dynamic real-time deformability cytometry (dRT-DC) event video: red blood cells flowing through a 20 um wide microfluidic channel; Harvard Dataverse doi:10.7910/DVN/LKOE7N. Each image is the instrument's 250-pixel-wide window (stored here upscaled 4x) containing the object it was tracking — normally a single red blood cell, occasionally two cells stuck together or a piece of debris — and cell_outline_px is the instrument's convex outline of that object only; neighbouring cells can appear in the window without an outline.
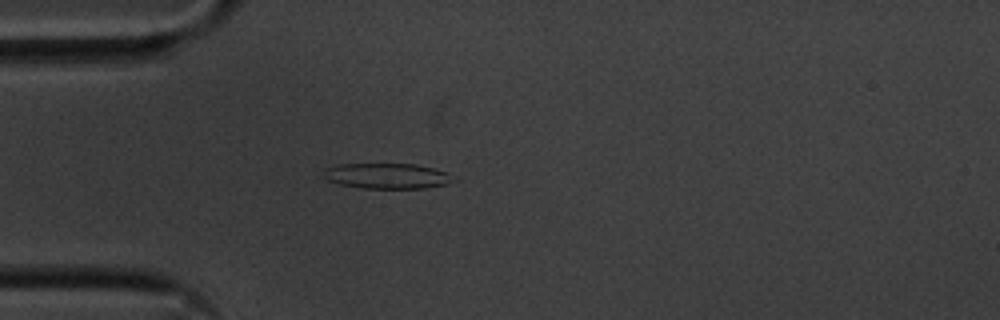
{"species": "common noctule bat (a hibernating species)", "species_latin": "Nyctalus noctula", "temperature_condition": "cold", "stored_images_in_passage": 55, "camera_frame_rate_fps": 3000, "um_per_image_px": 0.085, "animal": {"sex": "male", "body_mass_g": 20.1, "forearm_length_mm": 53.5}, "frame": {"image": 1, "passage_image": 15, "time_ms": 4.667, "image_size_px": [1000, 320], "cell_outline_px": [[460, 180], [444, 184], [424, 188], [364, 188], [340, 184], [328, 180], [324, 176], [324, 168], [336, 164], [416, 164], [448, 172], [456, 176]], "centroid_in_image_um": [32.96, 14.95], "position_along_channel_um": 52.0, "area_um2": 19.36}}
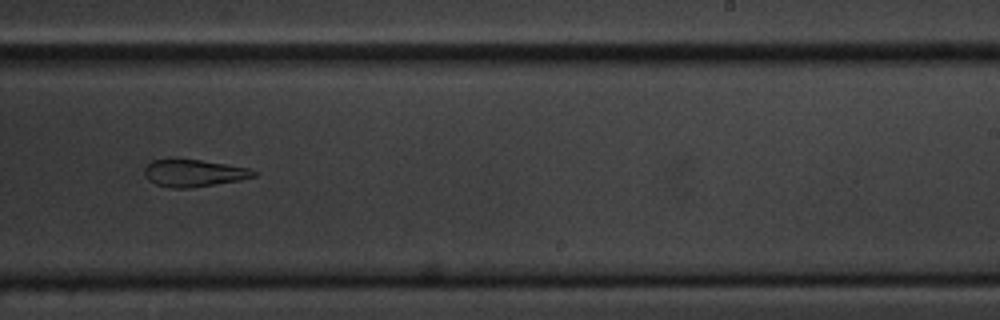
{"frame": {"image": 2, "passage_image": 34, "time_ms": 11.0, "image_size_px": [1000, 320], "cell_outline_px": [[260, 172], [256, 176], [240, 180], [188, 188], [172, 188], [156, 184], [148, 180], [144, 176], [144, 168], [152, 160], [200, 160], [248, 168]], "centroid_in_image_um": [16.48, 14.72], "position_along_channel_um": 272.5, "area_um2": 17.05}}
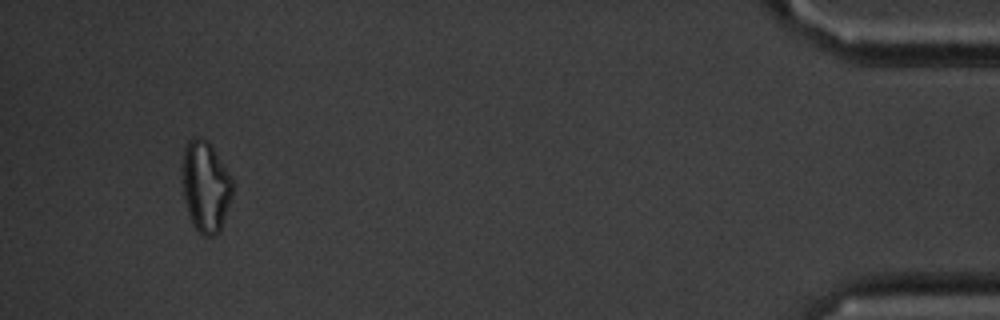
{"frame": {"image": 3, "passage_image": 52, "time_ms": 17.0, "image_size_px": [1000, 320], "cell_outline_px": [[232, 196], [220, 232], [212, 236], [204, 236], [196, 232], [188, 212], [184, 200], [180, 180], [180, 168], [184, 148], [188, 140], [192, 136], [200, 136], [208, 140], [212, 144], [228, 172], [232, 180]], "centroid_in_image_um": [17.43, 15.81], "position_along_channel_um": 417.8, "area_um2": 27.51}, "authors_computed_cell_mechanics": {"area_um2": 19.8254, "velocity_mm_per_s": 3.6011, "shape_relaxation_time_tau1_ms": 5.7585, "shape_relaxation_time_tau2_ms": 5.7808, "deformation_change_tau1": 0.1498, "deformation_change_tau2": 0.1532}}